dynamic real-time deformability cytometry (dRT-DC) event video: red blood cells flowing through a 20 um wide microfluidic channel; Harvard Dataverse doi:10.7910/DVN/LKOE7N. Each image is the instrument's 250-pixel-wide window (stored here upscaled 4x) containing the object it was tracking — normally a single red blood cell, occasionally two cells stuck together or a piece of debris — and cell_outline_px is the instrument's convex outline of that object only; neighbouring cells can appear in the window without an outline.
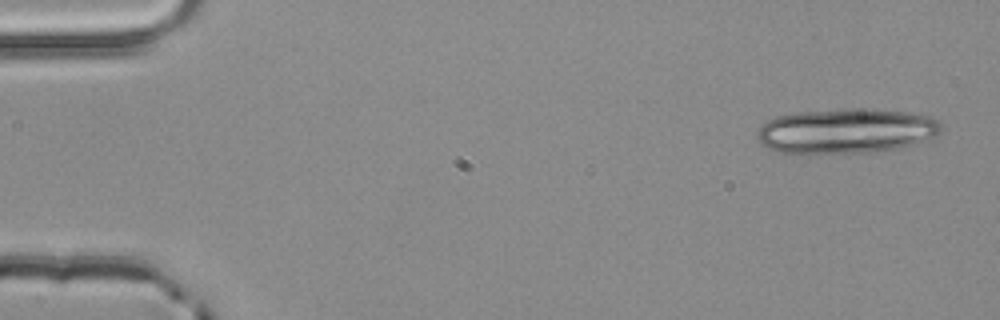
{"species": "common noctule bat (a hibernating species)", "species_latin": "Nyctalus noctula", "temperature_condition": "room temperature", "stored_images_in_passage": 3, "camera_frame_rate_fps": 3000, "um_per_image_px": 0.085, "animal": {"sex": "male", "body_mass_g": 20.4}, "frame": {"image": 1, "passage_image": 1, "time_ms": 0.0, "image_size_px": [1000, 320], "cell_outline_px": [[940, 132], [936, 136], [904, 148], [868, 152], [780, 152], [768, 148], [756, 136], [756, 132], [768, 120], [776, 116], [796, 112], [852, 108], [908, 112], [928, 116], [936, 120], [940, 124]], "centroid_in_image_um": [71.95, 11.12], "position_along_channel_um": 13.1, "area_um2": 47.63}}